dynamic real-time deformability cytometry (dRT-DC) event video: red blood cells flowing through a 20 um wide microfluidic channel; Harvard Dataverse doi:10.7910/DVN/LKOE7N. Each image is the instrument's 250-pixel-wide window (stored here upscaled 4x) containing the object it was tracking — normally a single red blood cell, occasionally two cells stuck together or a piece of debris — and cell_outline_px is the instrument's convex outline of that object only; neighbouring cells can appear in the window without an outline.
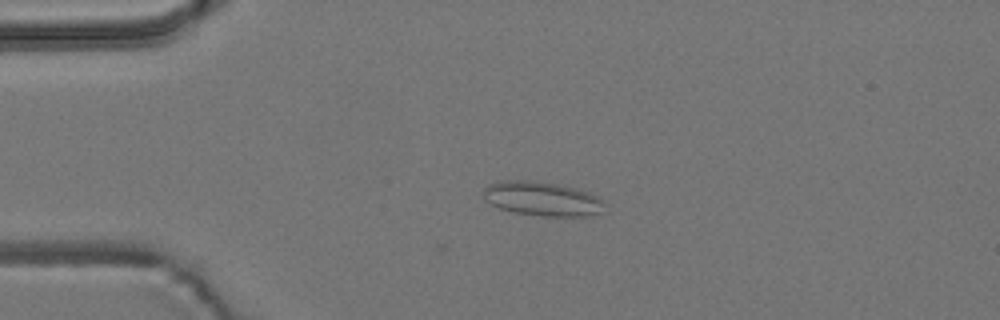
{"species": "common noctule bat (a hibernating species)", "species_latin": "Nyctalus noctula", "temperature_condition": "room temperature", "stored_images_in_passage": 46, "camera_frame_rate_fps": 3000, "um_per_image_px": 0.085, "animal": {"sex": "male", "body_mass_g": 19.2, "forearm_length_mm": 51.8}, "frame": {"image": 1, "passage_image": 3, "time_ms": 0.667, "image_size_px": [1000, 320], "cell_outline_px": [[604, 212], [584, 216], [544, 216], [512, 212], [500, 208], [484, 200], [484, 188], [488, 184], [496, 180], [532, 180], [556, 184], [576, 188], [588, 192], [596, 196], [600, 200]], "centroid_in_image_um": [46.02, 16.88], "position_along_channel_um": 39.0, "area_um2": 24.1}}
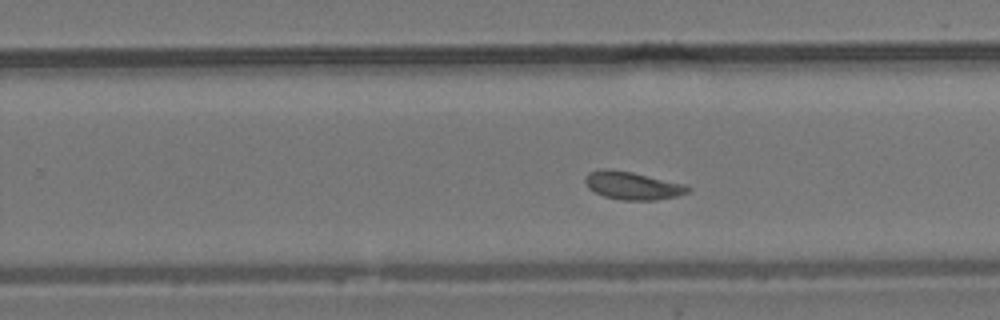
{"frame": {"image": 2, "passage_image": 25, "time_ms": 8.0, "image_size_px": [1000, 320], "cell_outline_px": [[692, 188], [688, 192], [676, 196], [656, 200], [620, 200], [604, 196], [588, 188], [584, 180], [588, 172], [600, 168], [612, 168], [632, 172], [684, 184]], "centroid_in_image_um": [53.72, 15.76], "position_along_channel_um": 276.1, "area_um2": 16.76}}
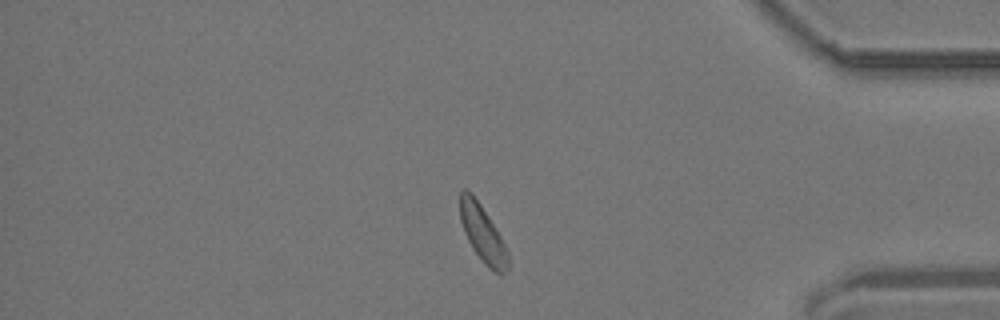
{"frame": {"image": 3, "passage_image": 37, "time_ms": 12.0, "image_size_px": [1000, 320], "cell_outline_px": [[508, 268], [500, 276], [472, 248], [464, 232], [460, 220], [460, 192], [464, 188], [472, 192], [488, 216], [508, 248]], "centroid_in_image_um": [41.02, 19.81], "position_along_channel_um": 394.2, "area_um2": 15.55}, "authors_computed_cell_mechanics": {"area_um2": 16.4152, "velocity_mm_per_s": 3.6982, "shape_relaxation_time_tau1_ms": null, "shape_relaxation_time_tau2_ms": 1.867, "deformation_change_tau1": null, "deformation_change_tau2": 0.0694}}